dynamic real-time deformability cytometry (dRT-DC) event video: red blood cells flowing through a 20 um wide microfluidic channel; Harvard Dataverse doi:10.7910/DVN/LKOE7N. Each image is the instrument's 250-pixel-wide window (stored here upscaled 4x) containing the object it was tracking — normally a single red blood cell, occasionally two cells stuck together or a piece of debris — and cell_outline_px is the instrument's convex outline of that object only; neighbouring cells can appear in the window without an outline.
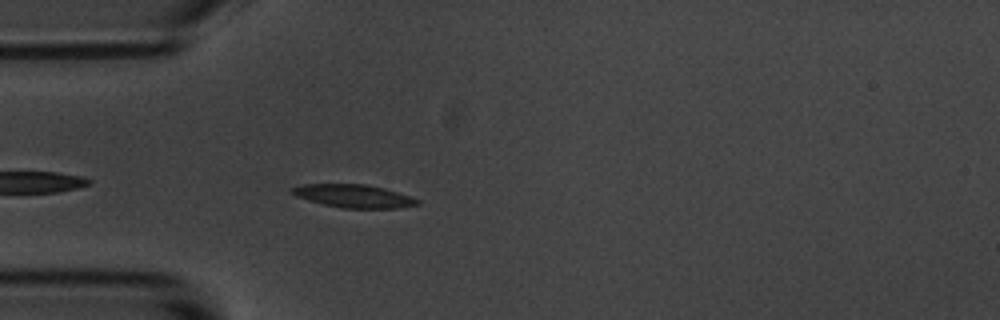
{"species": "common noctule bat (a hibernating species)", "species_latin": "Nyctalus noctula", "temperature_condition": "room temperature", "stored_images_in_passage": 13, "camera_frame_rate_fps": 3000, "um_per_image_px": 0.085, "animal": {"sex": "male", "body_mass_g": 20.1, "forearm_length_mm": 53.5}, "frame": {"image": 1, "passage_image": 3, "time_ms": 0.667, "image_size_px": [1000, 320], "cell_outline_px": [[420, 204], [396, 208], [344, 208], [324, 204], [308, 200], [296, 196], [288, 188], [304, 184], [364, 184], [384, 188], [420, 200]], "centroid_in_image_um": [30.04, 16.66], "position_along_channel_um": 55.0, "area_um2": 16.65}}
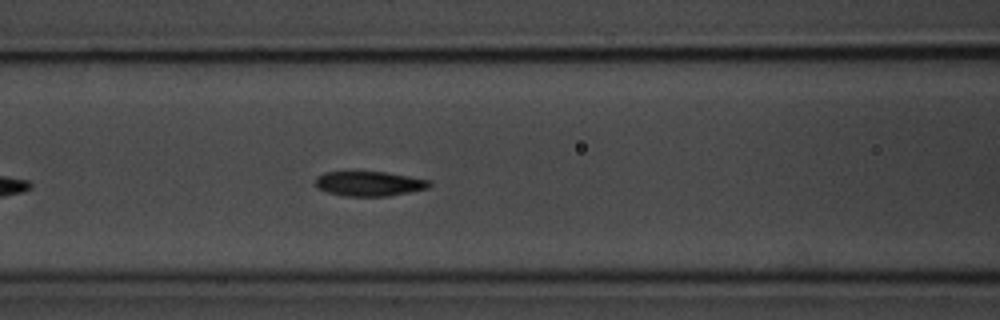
{"frame": {"image": 2, "passage_image": 10, "time_ms": 3.0, "image_size_px": [1000, 320], "cell_outline_px": [[432, 184], [428, 188], [388, 196], [344, 196], [328, 192], [316, 188], [316, 176], [324, 172], [388, 172], [428, 180]], "centroid_in_image_um": [31.36, 15.61], "position_along_channel_um": 135.2, "area_um2": 16.36}}